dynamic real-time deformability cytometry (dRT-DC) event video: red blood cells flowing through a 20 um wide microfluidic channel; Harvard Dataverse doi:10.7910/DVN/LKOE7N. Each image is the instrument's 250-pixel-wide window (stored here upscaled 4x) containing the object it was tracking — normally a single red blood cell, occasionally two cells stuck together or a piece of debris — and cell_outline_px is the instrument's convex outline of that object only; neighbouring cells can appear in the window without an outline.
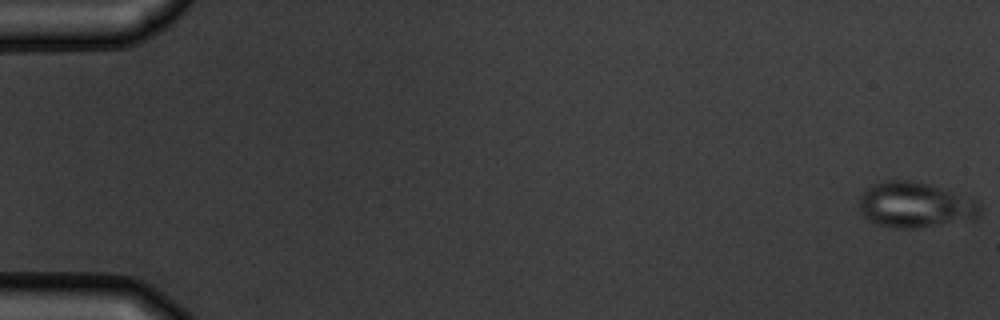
{"species": "common noctule bat (a hibernating species)", "species_latin": "Nyctalus noctula", "temperature_condition": "warm", "stored_images_in_passage": 5, "camera_frame_rate_fps": 3000, "um_per_image_px": 0.085, "animal": {"sex": "male", "body_mass_g": 19.5, "forearm_length_mm": 54.6}, "frame": {"image": 1, "passage_image": 1, "time_ms": 0.0, "image_size_px": [1000, 320], "cell_outline_px": [[980, 216], [972, 220], [920, 228], [896, 228], [876, 224], [860, 216], [860, 196], [864, 188], [872, 184], [884, 180], [912, 180], [928, 184], [976, 200], [980, 204]], "centroid_in_image_um": [77.75, 17.43], "position_along_channel_um": 7.2, "area_um2": 32.43}}